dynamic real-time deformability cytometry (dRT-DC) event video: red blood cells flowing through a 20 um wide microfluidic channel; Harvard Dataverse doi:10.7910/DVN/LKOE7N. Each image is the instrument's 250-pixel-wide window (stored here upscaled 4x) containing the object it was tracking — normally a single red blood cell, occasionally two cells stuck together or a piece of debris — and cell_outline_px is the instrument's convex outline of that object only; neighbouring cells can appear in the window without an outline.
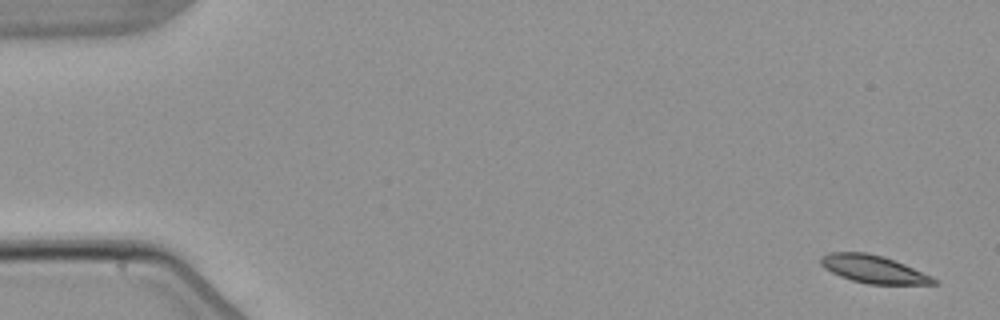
{"species": "common noctule bat (a hibernating species)", "species_latin": "Nyctalus noctula", "temperature_condition": "warm", "stored_images_in_passage": 2, "camera_frame_rate_fps": 3000, "um_per_image_px": 0.085, "animal": {"sex": "male", "body_mass_g": 21.5, "forearm_length_mm": 52.0}, "frame": {"image": 1, "passage_image": 1, "time_ms": 0.0, "image_size_px": [1000, 320], "cell_outline_px": [[940, 284], [868, 284], [852, 280], [840, 276], [824, 268], [820, 264], [820, 256], [828, 252], [864, 252], [884, 256], [904, 264], [932, 276], [940, 280]], "centroid_in_image_um": [74.26, 22.88], "position_along_channel_um": 10.7, "area_um2": 18.38}}